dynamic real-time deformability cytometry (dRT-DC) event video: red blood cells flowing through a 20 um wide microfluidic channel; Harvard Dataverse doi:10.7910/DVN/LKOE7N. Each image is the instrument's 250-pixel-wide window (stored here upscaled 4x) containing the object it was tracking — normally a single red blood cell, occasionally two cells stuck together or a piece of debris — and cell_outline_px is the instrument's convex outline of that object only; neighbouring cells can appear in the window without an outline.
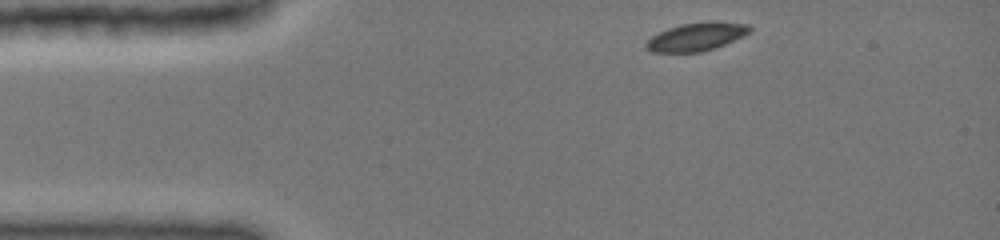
{"species": "common noctule bat (a hibernating species)", "species_latin": "Nyctalus noctula", "temperature_condition": "cold", "stored_images_in_passage": 11, "camera_frame_rate_fps": 3000, "um_per_image_px": 0.085, "animal": {"sex": "female", "body_mass_g": 19.0, "forearm_length_mm": 51.5}, "frame": {"image": 1, "passage_image": 1, "time_ms": 0.0, "image_size_px": [1000, 240], "cell_outline_px": [[752, 28], [748, 32], [724, 44], [700, 52], [652, 52], [644, 44], [652, 36], [668, 28], [684, 24], [708, 20], [716, 20], [748, 24]], "centroid_in_image_um": [59.19, 3.1], "position_along_channel_um": 25.8, "area_um2": 16.76}}
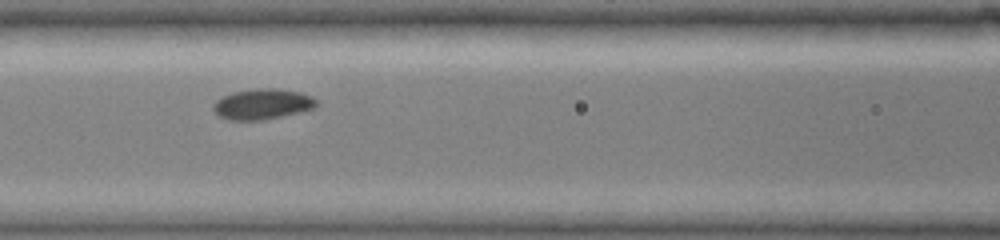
{"frame": {"image": 2, "passage_image": 7, "time_ms": 4.333, "image_size_px": [1000, 240], "cell_outline_px": [[316, 108], [264, 120], [228, 120], [220, 116], [212, 108], [216, 100], [232, 92], [256, 88], [280, 88], [300, 92], [312, 96], [316, 100]], "centroid_in_image_um": [22.32, 8.84], "position_along_channel_um": 144.3, "area_um2": 18.38}}
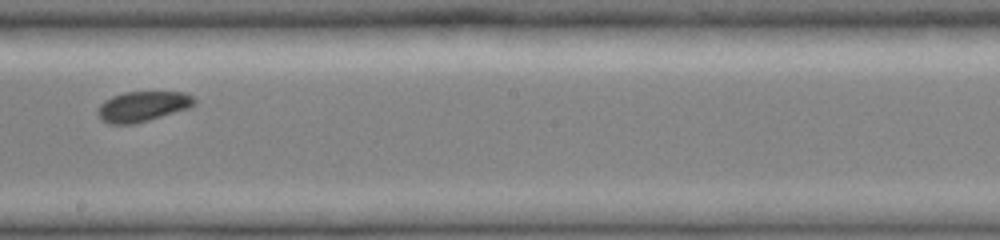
{"frame": {"image": 3, "passage_image": 10, "time_ms": 6.667, "image_size_px": [1000, 240], "cell_outline_px": [[196, 100], [188, 108], [148, 120], [132, 124], [108, 124], [100, 120], [96, 112], [100, 104], [104, 100], [112, 96], [124, 92], [184, 92], [192, 96]], "centroid_in_image_um": [12.05, 9.05], "position_along_channel_um": 236.1, "area_um2": 16.94}}